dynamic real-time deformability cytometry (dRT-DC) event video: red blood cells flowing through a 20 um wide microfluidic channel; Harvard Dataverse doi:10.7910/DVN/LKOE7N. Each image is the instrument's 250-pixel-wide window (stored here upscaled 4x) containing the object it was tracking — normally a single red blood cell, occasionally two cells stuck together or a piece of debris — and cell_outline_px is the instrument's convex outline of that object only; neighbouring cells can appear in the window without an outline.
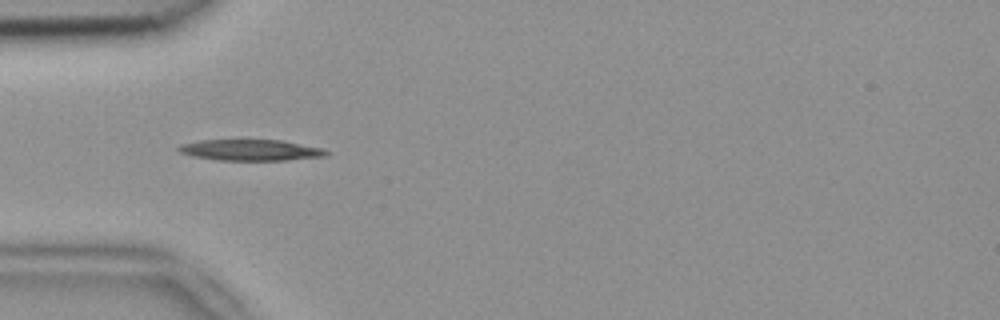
{"species": "common noctule bat (a hibernating species)", "species_latin": "Nyctalus noctula", "temperature_condition": "room temperature", "stored_images_in_passage": 4, "camera_frame_rate_fps": 3000, "um_per_image_px": 0.085, "animal": {"sex": "female", "body_mass_g": 18.4}, "frame": {"image": 1, "passage_image": 1, "time_ms": 0.0, "image_size_px": [1000, 320], "cell_outline_px": [[328, 156], [288, 160], [216, 160], [192, 156], [180, 152], [176, 148], [180, 144], [200, 140], [280, 140], [324, 148], [328, 152]], "centroid_in_image_um": [21.3, 12.76], "position_along_channel_um": 63.7, "area_um2": 18.21}}
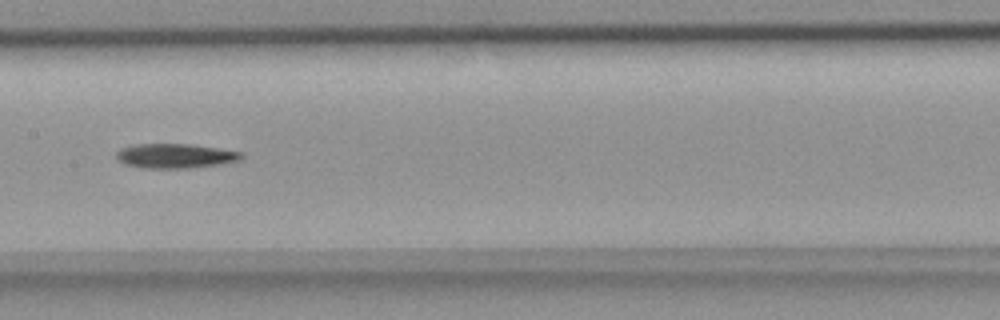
{"frame": {"image": 2, "passage_image": 4, "time_ms": 1.0, "image_size_px": [1000, 320], "cell_outline_px": [[244, 156], [240, 160], [220, 164], [188, 168], [144, 168], [124, 164], [116, 156], [116, 152], [120, 148], [136, 144], [192, 144], [244, 152]], "centroid_in_image_um": [14.92, 13.24], "position_along_channel_um": 192.5, "area_um2": 17.92}}